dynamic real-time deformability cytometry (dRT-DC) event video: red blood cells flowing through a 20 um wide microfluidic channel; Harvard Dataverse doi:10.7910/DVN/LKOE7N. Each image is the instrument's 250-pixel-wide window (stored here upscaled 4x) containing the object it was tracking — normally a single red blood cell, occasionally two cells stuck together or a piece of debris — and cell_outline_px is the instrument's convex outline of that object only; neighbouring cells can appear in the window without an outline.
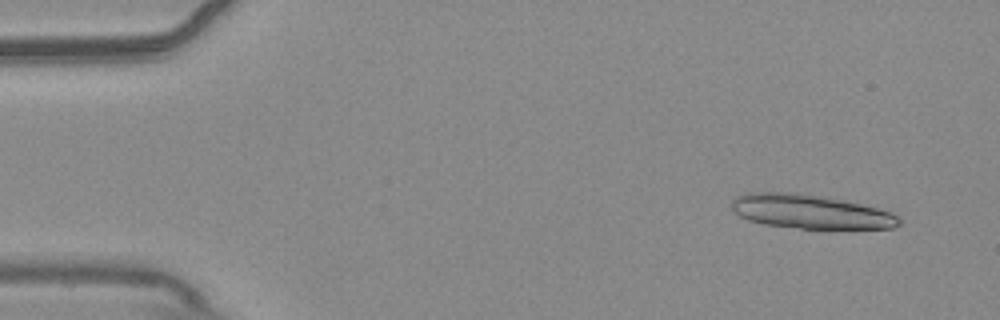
{"species": "common noctule bat (a hibernating species)", "species_latin": "Nyctalus noctula", "temperature_condition": "warm", "stored_images_in_passage": 15, "camera_frame_rate_fps": 3000, "um_per_image_px": 0.085, "animal": {"sex": "male", "body_mass_g": 20.4}, "frame": {"image": 1, "passage_image": 3, "time_ms": 0.667, "image_size_px": [1000, 320], "cell_outline_px": [[900, 224], [892, 228], [800, 228], [764, 224], [748, 220], [740, 216], [732, 208], [732, 200], [736, 196], [748, 192], [796, 192], [820, 196], [860, 204], [876, 208], [900, 216]], "centroid_in_image_um": [68.84, 17.98], "position_along_channel_um": 16.2, "area_um2": 32.77}}